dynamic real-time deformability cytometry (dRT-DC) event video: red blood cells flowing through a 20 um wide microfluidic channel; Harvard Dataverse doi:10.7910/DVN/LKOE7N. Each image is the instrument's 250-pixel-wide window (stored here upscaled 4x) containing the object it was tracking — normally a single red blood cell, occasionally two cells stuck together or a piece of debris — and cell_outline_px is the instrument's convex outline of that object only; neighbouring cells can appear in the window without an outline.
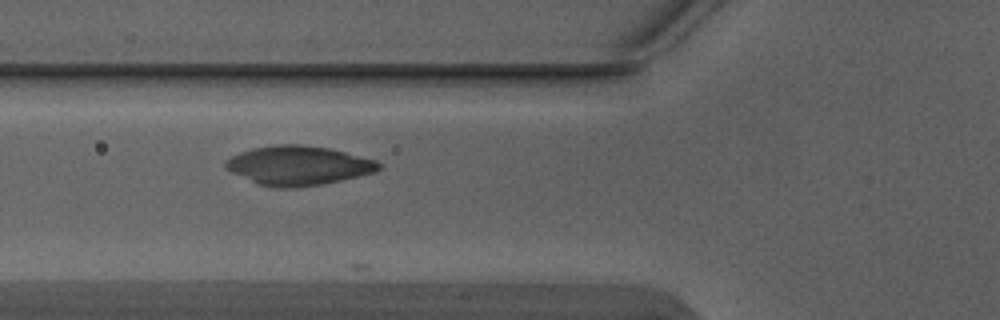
{"species": "Egyptian fruit bat (a non-hibernating species)", "species_latin": "Rousettus aegyptiacus", "temperature_condition": "warm", "stored_images_in_passage": 5, "camera_frame_rate_fps": 3000, "um_per_image_px": 0.085, "animal": {"sex": "male"}, "frame": {"image": 1, "passage_image": 2, "time_ms": 0.333, "image_size_px": [1000, 320], "cell_outline_px": [[384, 164], [376, 172], [324, 184], [296, 188], [276, 188], [256, 184], [224, 168], [224, 164], [232, 156], [240, 152], [252, 148], [276, 144], [300, 144], [328, 148], [376, 160]], "centroid_in_image_um": [25.36, 14.08], "position_along_channel_um": 100.4, "area_um2": 35.2}}
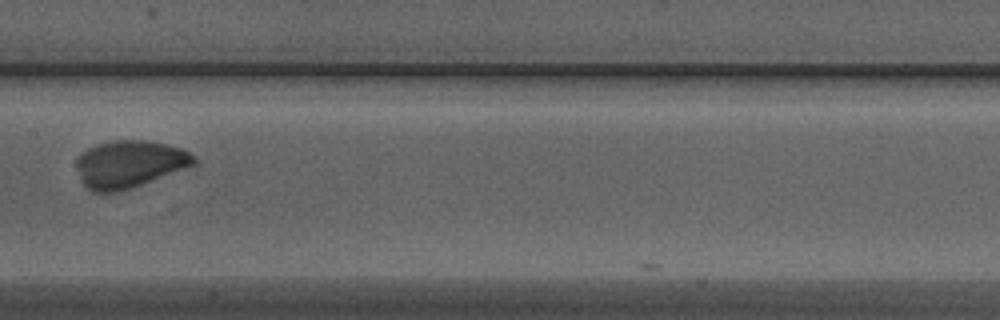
{"frame": {"image": 2, "passage_image": 4, "time_ms": 1.0, "image_size_px": [1000, 320], "cell_outline_px": [[200, 160], [196, 164], [140, 184], [116, 192], [92, 192], [84, 184], [80, 176], [76, 164], [76, 160], [88, 148], [96, 144], [116, 140], [144, 140], [164, 144], [180, 148], [196, 156]], "centroid_in_image_um": [11.01, 13.93], "position_along_channel_um": 196.4, "area_um2": 31.79}}
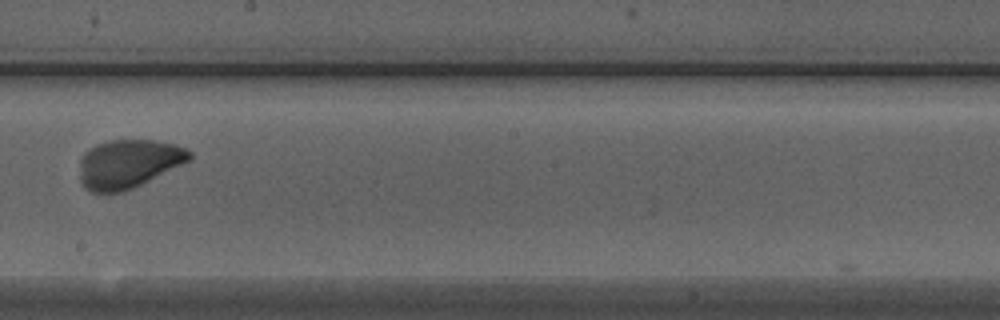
{"frame": {"image": 3, "passage_image": 5, "time_ms": 1.333, "image_size_px": [1000, 320], "cell_outline_px": [[192, 160], [132, 188], [120, 192], [92, 192], [80, 180], [80, 160], [84, 152], [88, 148], [96, 144], [112, 140], [152, 140], [172, 144], [188, 148], [192, 152]], "centroid_in_image_um": [10.94, 13.9], "position_along_channel_um": 237.3, "area_um2": 30.98}}